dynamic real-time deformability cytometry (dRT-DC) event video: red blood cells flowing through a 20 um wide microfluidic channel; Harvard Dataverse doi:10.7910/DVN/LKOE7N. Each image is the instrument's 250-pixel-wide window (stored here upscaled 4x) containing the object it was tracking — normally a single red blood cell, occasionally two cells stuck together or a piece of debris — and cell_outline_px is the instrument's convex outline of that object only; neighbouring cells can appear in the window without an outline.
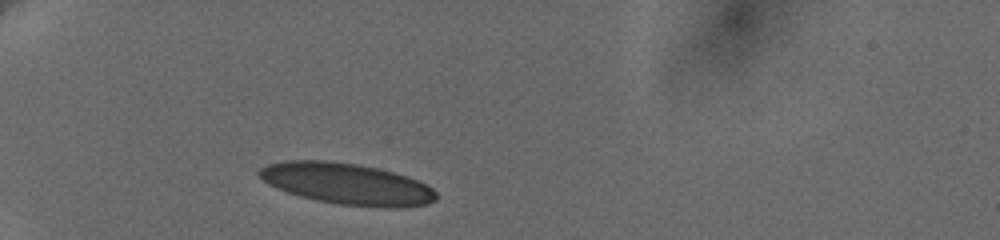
{"species": "human", "species_latin": "Homo sapiens", "temperature_condition": "cold", "stored_images_in_passage": 33, "camera_frame_rate_fps": 3000, "um_per_image_px": 0.085, "donor": {"sex": "female"}, "frame": {"image": 1, "passage_image": 1, "time_ms": 0.0, "image_size_px": [1000, 240], "cell_outline_px": [[436, 200], [428, 204], [392, 208], [380, 208], [340, 204], [316, 200], [300, 196], [288, 192], [268, 184], [256, 172], [260, 168], [268, 164], [284, 160], [324, 160], [356, 164], [376, 168], [408, 176], [432, 188], [436, 192]], "centroid_in_image_um": [29.48, 15.63], "position_along_channel_um": 55.5, "area_um2": 42.43}}
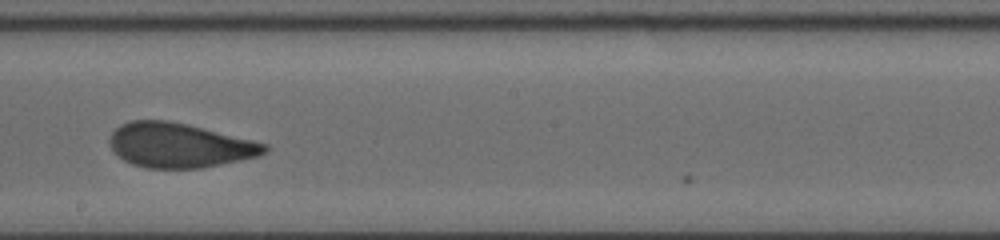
{"frame": {"image": 2, "passage_image": 18, "time_ms": 5.667, "image_size_px": [1000, 240], "cell_outline_px": [[268, 148], [264, 152], [256, 156], [240, 160], [200, 168], [148, 168], [132, 164], [124, 160], [108, 144], [108, 140], [112, 132], [120, 124], [132, 120], [168, 120], [188, 124], [268, 144]], "centroid_in_image_um": [15.21, 12.34], "position_along_channel_um": 233.0, "area_um2": 39.94}}
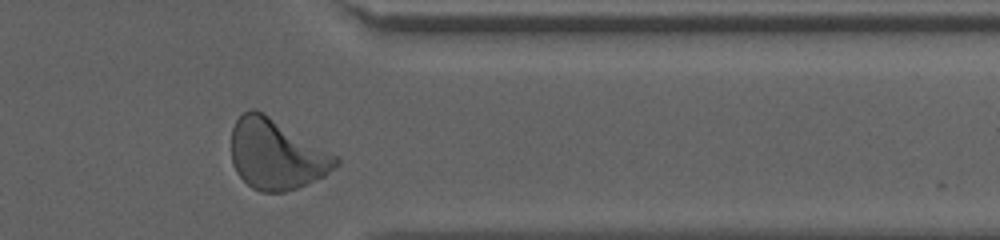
{"frame": {"image": 3, "passage_image": 31, "time_ms": 10.0, "image_size_px": [1000, 240], "cell_outline_px": [[340, 164], [324, 176], [296, 188], [284, 192], [260, 192], [252, 188], [236, 172], [232, 164], [232, 128], [236, 120], [244, 112], [252, 108], [256, 108], [336, 156], [340, 160]], "centroid_in_image_um": [23.46, 13.13], "position_along_channel_um": 387.9, "area_um2": 42.25}, "authors_computed_cell_mechanics": {"area_um2": 41.0958, "velocity_mm_per_s": 3.6429, "shape_relaxation_time_tau1_ms": 5.7756, "shape_relaxation_time_tau2_ms": 1.0603, "deformation_change_tau1": 0.1563, "deformation_change_tau2": 0.0613}}